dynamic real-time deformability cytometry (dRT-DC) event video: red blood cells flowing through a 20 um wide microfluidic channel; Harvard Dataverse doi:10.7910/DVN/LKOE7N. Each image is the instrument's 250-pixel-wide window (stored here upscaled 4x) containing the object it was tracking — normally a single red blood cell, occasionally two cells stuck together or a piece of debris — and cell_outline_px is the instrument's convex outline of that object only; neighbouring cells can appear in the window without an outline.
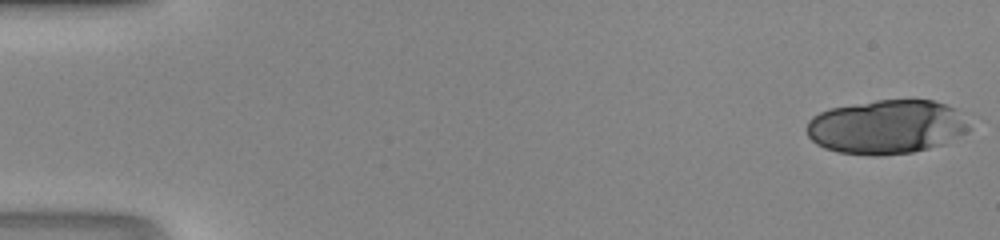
{"species": "human", "species_latin": "Homo sapiens", "temperature_condition": "room temperature", "stored_images_in_passage": 9, "camera_frame_rate_fps": 3000, "um_per_image_px": 0.085, "donor": {"sex": "male"}, "frame": {"image": 1, "passage_image": 1, "time_ms": 0.0, "image_size_px": [1000, 240], "cell_outline_px": [[972, 128], [944, 144], [912, 152], [880, 156], [876, 156], [836, 152], [824, 148], [816, 144], [808, 136], [808, 120], [812, 116], [828, 108], [876, 100], [932, 100], [944, 104], [952, 108]], "centroid_in_image_um": [75.3, 10.79], "position_along_channel_um": 9.7, "area_um2": 50.98}}